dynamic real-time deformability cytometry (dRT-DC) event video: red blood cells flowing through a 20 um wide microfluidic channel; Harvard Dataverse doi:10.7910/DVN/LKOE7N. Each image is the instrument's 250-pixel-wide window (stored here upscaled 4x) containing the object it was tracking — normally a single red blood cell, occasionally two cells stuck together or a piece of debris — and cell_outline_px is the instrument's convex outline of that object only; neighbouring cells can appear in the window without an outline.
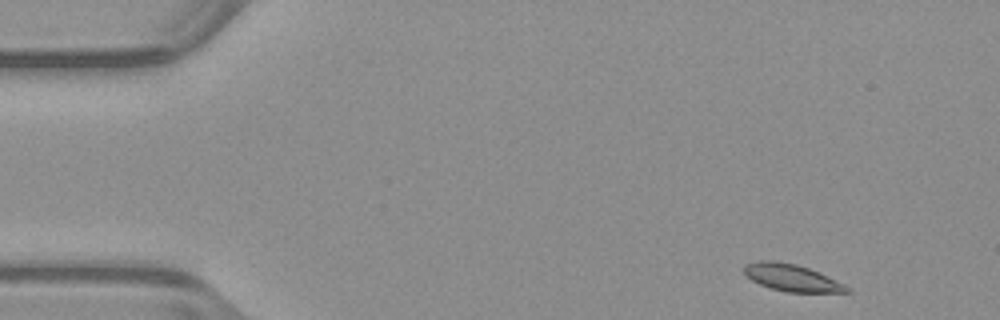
{"species": "common noctule bat (a hibernating species)", "species_latin": "Nyctalus noctula", "temperature_condition": "warm", "stored_images_in_passage": 48, "camera_frame_rate_fps": 3000, "um_per_image_px": 0.085, "animal": {"sex": "male", "body_mass_g": 23.1, "forearm_length_mm": 52.7}, "frame": {"image": 1, "passage_image": 1, "time_ms": 0.0, "image_size_px": [1000, 320], "cell_outline_px": [[852, 292], [788, 292], [772, 288], [760, 284], [752, 280], [744, 272], [744, 264], [760, 260], [776, 260], [796, 264], [808, 268], [836, 280], [852, 288]], "centroid_in_image_um": [67.31, 23.6], "position_along_channel_um": 17.7, "area_um2": 16.07}}
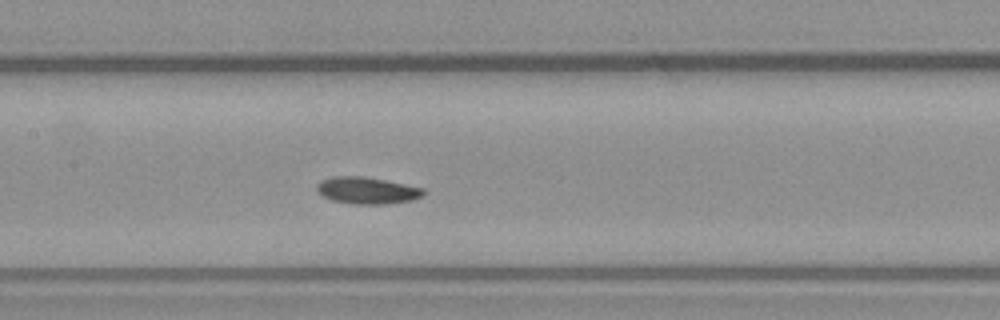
{"frame": {"image": 2, "passage_image": 21, "time_ms": 6.667, "image_size_px": [1000, 320], "cell_outline_px": [[428, 192], [424, 196], [412, 200], [388, 204], [352, 204], [332, 200], [320, 196], [316, 192], [316, 184], [320, 180], [332, 176], [364, 176], [424, 188]], "centroid_in_image_um": [31.18, 16.19], "position_along_channel_um": 176.2, "area_um2": 17.05}}
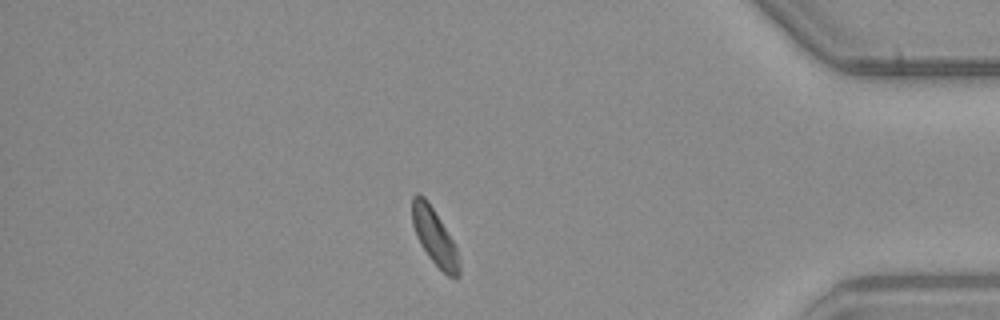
{"frame": {"image": 3, "passage_image": 41, "time_ms": 13.333, "image_size_px": [1000, 320], "cell_outline_px": [[460, 276], [456, 280], [448, 276], [428, 256], [420, 244], [416, 236], [412, 224], [412, 196], [416, 192], [420, 192], [428, 200], [452, 240], [456, 248], [460, 264]], "centroid_in_image_um": [36.92, 20.12], "position_along_channel_um": 398.3, "area_um2": 15.49}, "authors_computed_cell_mechanics": {"area_um2": 16.3285, "velocity_mm_per_s": 3.9178, "shape_relaxation_time_tau1_ms": 3.3468, "shape_relaxation_time_tau2_ms": 2.7986, "deformation_change_tau1": 0.0874, "deformation_change_tau2": 0.0602}}